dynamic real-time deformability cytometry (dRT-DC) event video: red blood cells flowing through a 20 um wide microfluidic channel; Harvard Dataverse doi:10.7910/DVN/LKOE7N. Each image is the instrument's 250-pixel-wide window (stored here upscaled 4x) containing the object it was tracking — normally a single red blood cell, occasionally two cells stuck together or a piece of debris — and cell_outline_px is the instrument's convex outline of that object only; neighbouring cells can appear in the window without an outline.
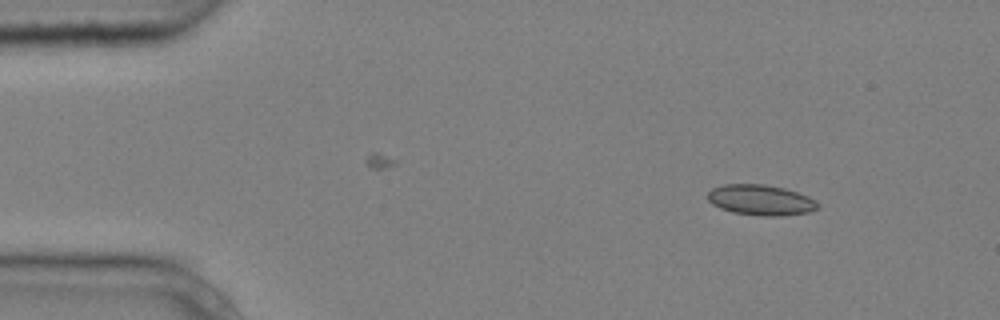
{"species": "common noctule bat (a hibernating species)", "species_latin": "Nyctalus noctula", "temperature_condition": "cold", "stored_images_in_passage": 3, "camera_frame_rate_fps": 3000, "um_per_image_px": 0.085, "animal": {"sex": "male", "body_mass_g": 20.4}, "frame": {"image": 1, "passage_image": 1, "time_ms": 0.0, "image_size_px": [1000, 320], "cell_outline_px": [[820, 208], [808, 212], [780, 216], [764, 216], [732, 212], [720, 208], [712, 204], [708, 200], [708, 192], [712, 188], [724, 184], [764, 184], [784, 188], [808, 196], [816, 200], [820, 204]], "centroid_in_image_um": [64.68, 17.0], "position_along_channel_um": 20.3, "area_um2": 19.65}}
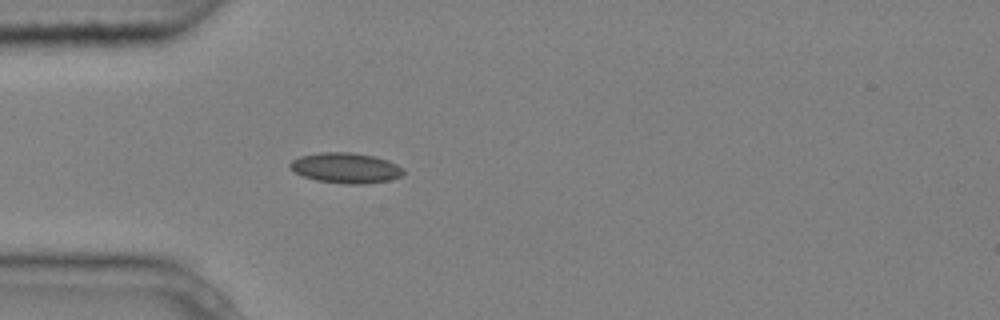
{"frame": {"image": 2, "passage_image": 3, "time_ms": 0.667, "image_size_px": [1000, 320], "cell_outline_px": [[404, 172], [400, 176], [388, 180], [364, 184], [348, 184], [316, 180], [304, 176], [288, 168], [288, 164], [292, 160], [300, 156], [320, 152], [352, 152], [372, 156], [388, 160], [404, 168]], "centroid_in_image_um": [29.37, 14.27], "position_along_channel_um": 55.6, "area_um2": 20.0}}